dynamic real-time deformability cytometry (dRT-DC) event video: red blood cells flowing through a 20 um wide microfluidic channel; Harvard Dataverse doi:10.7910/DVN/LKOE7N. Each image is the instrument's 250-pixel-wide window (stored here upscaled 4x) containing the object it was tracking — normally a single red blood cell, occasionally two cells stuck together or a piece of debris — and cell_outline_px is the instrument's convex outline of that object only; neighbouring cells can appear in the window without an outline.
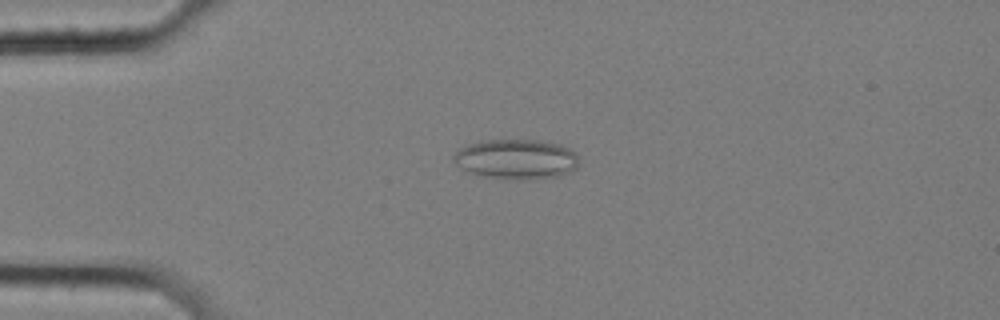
{"species": "common noctule bat (a hibernating species)", "species_latin": "Nyctalus noctula", "temperature_condition": "cold", "stored_images_in_passage": 57, "camera_frame_rate_fps": 3000, "um_per_image_px": 0.085, "animal": {"sex": "female", "body_mass_g": 25.1}, "frame": {"image": 1, "passage_image": 14, "time_ms": 4.333, "image_size_px": [1000, 320], "cell_outline_px": [[576, 168], [572, 172], [560, 176], [524, 180], [512, 180], [480, 176], [468, 172], [456, 164], [452, 160], [452, 156], [460, 148], [472, 144], [488, 140], [536, 140], [560, 144], [576, 152]], "centroid_in_image_um": [43.88, 13.55], "position_along_channel_um": 41.1, "area_um2": 29.25}}
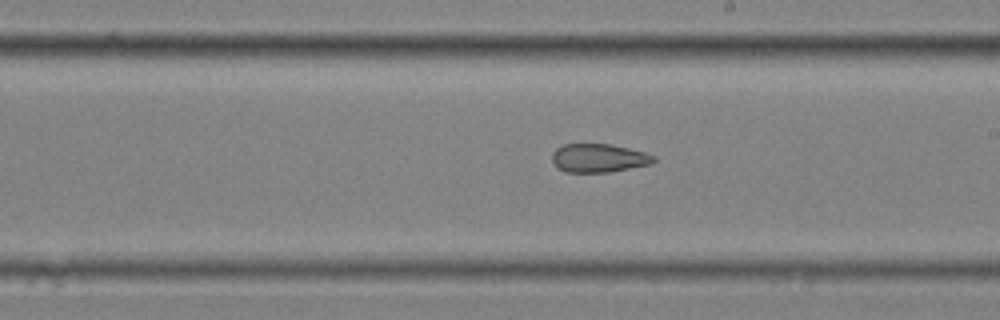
{"frame": {"image": 2, "passage_image": 33, "time_ms": 10.667, "image_size_px": [1000, 320], "cell_outline_px": [[656, 160], [652, 164], [608, 172], [564, 172], [556, 168], [552, 160], [552, 152], [556, 148], [564, 144], [608, 144], [628, 148], [644, 152], [656, 156]], "centroid_in_image_um": [50.87, 13.44], "position_along_channel_um": 238.1, "area_um2": 16.99}}
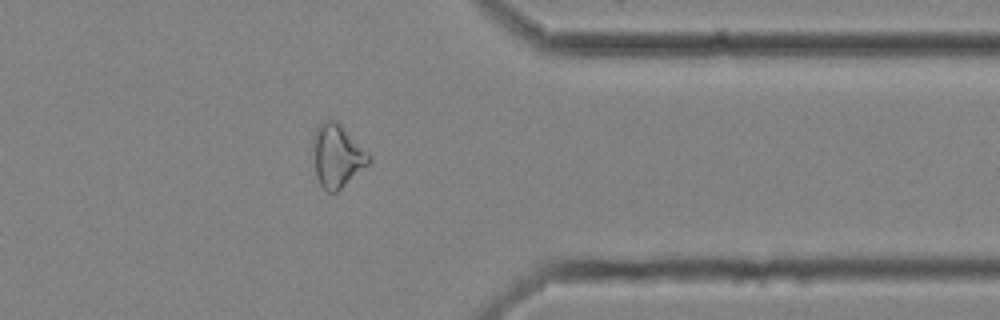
{"frame": {"image": 3, "passage_image": 46, "time_ms": 15.0, "image_size_px": [1000, 320], "cell_outline_px": [[372, 160], [368, 164], [336, 192], [328, 192], [320, 184], [316, 176], [316, 128], [324, 120], [336, 120], [372, 156]], "centroid_in_image_um": [28.71, 13.25], "position_along_channel_um": 382.7, "area_um2": 19.54}, "authors_computed_cell_mechanics": {"area_um2": 21.7328, "velocity_mm_per_s": 3.5348, "shape_relaxation_time_tau1_ms": null, "shape_relaxation_time_tau2_ms": 3.9241, "deformation_change_tau1": null, "deformation_change_tau2": 0.1189}}